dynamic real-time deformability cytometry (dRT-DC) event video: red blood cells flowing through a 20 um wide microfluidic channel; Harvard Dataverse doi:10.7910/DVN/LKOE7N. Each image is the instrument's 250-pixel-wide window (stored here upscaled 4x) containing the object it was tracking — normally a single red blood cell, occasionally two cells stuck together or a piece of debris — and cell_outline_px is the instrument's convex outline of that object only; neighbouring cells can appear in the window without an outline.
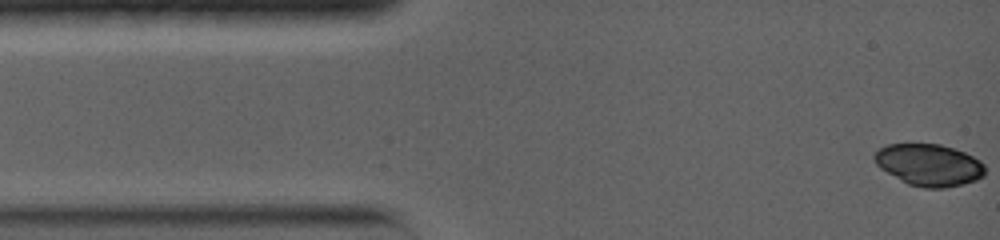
{"species": "common noctule bat (a hibernating species)", "species_latin": "Nyctalus noctula", "temperature_condition": "warm", "stored_images_in_passage": 16, "camera_frame_rate_fps": 5000, "um_per_image_px": 0.085, "animal": {"sex": "female", "body_mass_g": 19.0, "forearm_length_mm": 56.7}, "frame": {"image": 1, "passage_image": 1, "time_ms": 0.0, "image_size_px": [1000, 240], "cell_outline_px": [[984, 176], [976, 180], [944, 188], [924, 188], [908, 184], [880, 168], [876, 164], [872, 156], [880, 148], [888, 144], [940, 144], [964, 152], [980, 160], [984, 164]], "centroid_in_image_um": [78.96, 14.02], "position_along_channel_um": 6.0, "area_um2": 26.82}}